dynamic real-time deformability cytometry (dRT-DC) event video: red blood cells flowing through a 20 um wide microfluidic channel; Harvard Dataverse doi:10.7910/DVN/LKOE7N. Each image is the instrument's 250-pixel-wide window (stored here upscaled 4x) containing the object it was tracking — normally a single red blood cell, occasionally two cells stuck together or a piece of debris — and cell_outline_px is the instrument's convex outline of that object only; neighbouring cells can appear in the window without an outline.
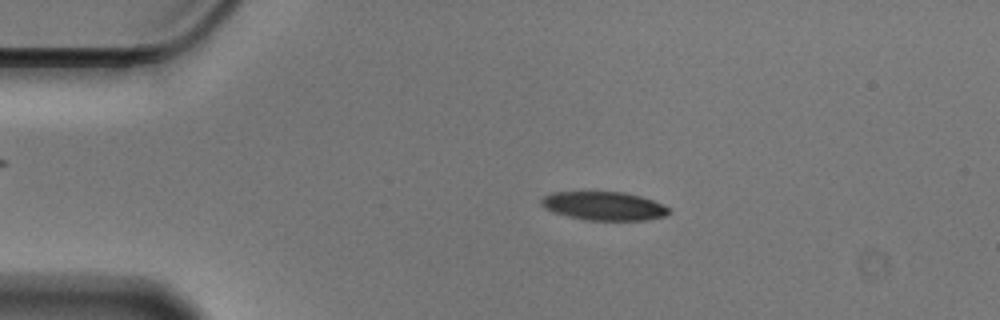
{"species": "Egyptian fruit bat (a non-hibernating species)", "species_latin": "Rousettus aegyptiacus", "temperature_condition": "cold", "stored_images_in_passage": 56, "camera_frame_rate_fps": 3000, "um_per_image_px": 0.085, "animal": {"sex": "male"}, "frame": {"image": 1, "passage_image": 11, "time_ms": 3.333, "image_size_px": [1000, 320], "cell_outline_px": [[672, 212], [664, 216], [648, 220], [584, 220], [552, 212], [544, 208], [540, 204], [540, 200], [544, 196], [552, 192], [624, 192], [640, 196], [652, 200], [668, 208]], "centroid_in_image_um": [51.3, 17.51], "position_along_channel_um": 33.7, "area_um2": 21.27}}
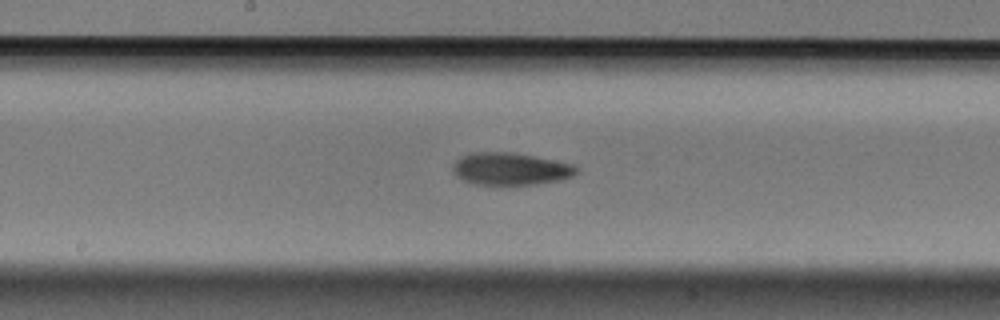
{"frame": {"image": 2, "passage_image": 29, "time_ms": 9.333, "image_size_px": [1000, 320], "cell_outline_px": [[580, 168], [572, 176], [560, 180], [536, 184], [472, 184], [460, 180], [452, 172], [452, 164], [460, 156], [472, 152], [512, 152], [576, 164]], "centroid_in_image_um": [43.36, 14.35], "position_along_channel_um": 204.8, "area_um2": 23.58}}
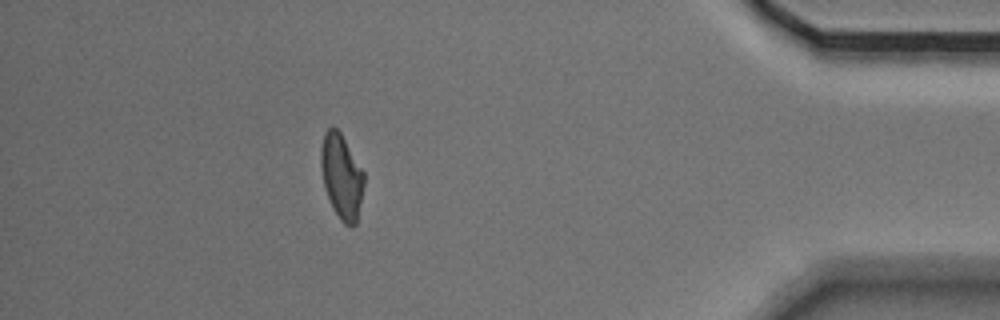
{"frame": {"image": 3, "passage_image": 50, "time_ms": 16.333, "image_size_px": [1000, 320], "cell_outline_px": [[364, 184], [356, 224], [352, 228], [344, 224], [340, 220], [332, 208], [324, 184], [320, 168], [320, 148], [324, 132], [332, 124], [340, 132], [364, 172]], "centroid_in_image_um": [29.02, 14.99], "position_along_channel_um": 406.2, "area_um2": 21.39}, "authors_computed_cell_mechanics": {"area_um2": 22.1663, "velocity_mm_per_s": 3.5469, "shape_relaxation_time_tau1_ms": 3.363, "shape_relaxation_time_tau2_ms": 7.6178, "deformation_change_tau1": 0.1288, "deformation_change_tau2": 0.1172}}